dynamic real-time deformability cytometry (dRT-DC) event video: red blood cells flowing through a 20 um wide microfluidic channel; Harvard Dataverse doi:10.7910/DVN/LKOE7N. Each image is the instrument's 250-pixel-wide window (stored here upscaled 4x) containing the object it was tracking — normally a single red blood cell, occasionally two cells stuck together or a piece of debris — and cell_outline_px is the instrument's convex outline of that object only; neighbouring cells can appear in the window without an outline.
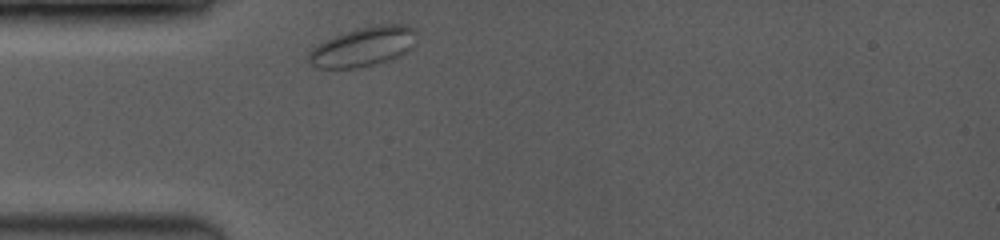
{"species": "common noctule bat (a hibernating species)", "species_latin": "Nyctalus noctula", "temperature_condition": "room temperature", "stored_images_in_passage": 50, "camera_frame_rate_fps": 3500, "um_per_image_px": 0.085, "animal": {"sex": "female", "body_mass_g": 19.0, "forearm_length_mm": 53.3}, "frame": {"image": 1, "passage_image": 1, "time_ms": 0.0, "image_size_px": [1000, 240], "cell_outline_px": [[416, 44], [408, 52], [400, 56], [372, 64], [356, 68], [316, 68], [308, 60], [308, 52], [316, 44], [324, 40], [344, 32], [360, 28], [380, 24], [408, 24], [416, 28]], "centroid_in_image_um": [30.91, 3.95], "position_along_channel_um": 54.1, "area_um2": 25.03}}
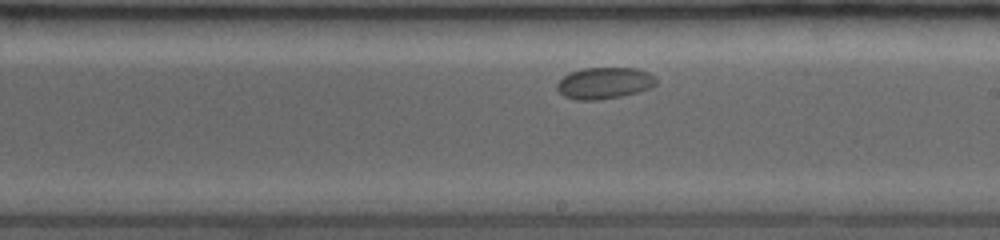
{"frame": {"image": 2, "passage_image": 27, "time_ms": 5.429, "image_size_px": [1000, 240], "cell_outline_px": [[656, 84], [648, 88], [636, 92], [620, 96], [596, 100], [576, 100], [564, 96], [556, 88], [556, 84], [564, 76], [572, 72], [584, 68], [636, 68], [648, 72], [656, 76]], "centroid_in_image_um": [51.37, 7.06], "position_along_channel_um": 237.6, "area_um2": 18.03}}
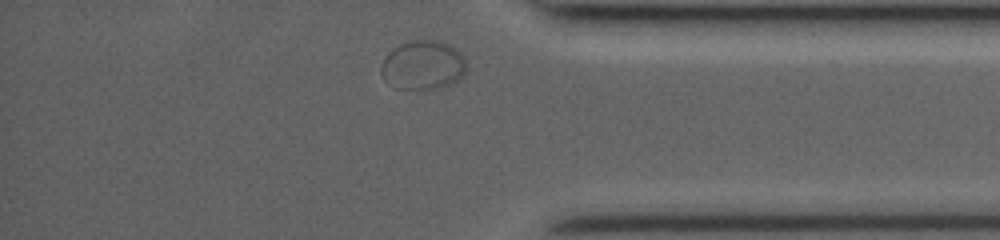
{"frame": {"image": 3, "passage_image": 50, "time_ms": 10.0, "image_size_px": [1000, 240], "cell_outline_px": [[464, 72], [456, 80], [440, 88], [396, 88], [384, 80], [380, 72], [380, 64], [384, 56], [392, 48], [408, 40], [440, 40], [452, 44], [464, 56]], "centroid_in_image_um": [35.9, 5.49], "position_along_channel_um": 399.3, "area_um2": 24.51}, "authors_computed_cell_mechanics": {"area_um2": 18.785, "velocity_mm_per_s": 3.563, "shape_relaxation_time_tau1_ms": 0.1016, "shape_relaxation_time_tau2_ms": null, "deformation_change_tau1": 0.0005, "deformation_change_tau2": null}}